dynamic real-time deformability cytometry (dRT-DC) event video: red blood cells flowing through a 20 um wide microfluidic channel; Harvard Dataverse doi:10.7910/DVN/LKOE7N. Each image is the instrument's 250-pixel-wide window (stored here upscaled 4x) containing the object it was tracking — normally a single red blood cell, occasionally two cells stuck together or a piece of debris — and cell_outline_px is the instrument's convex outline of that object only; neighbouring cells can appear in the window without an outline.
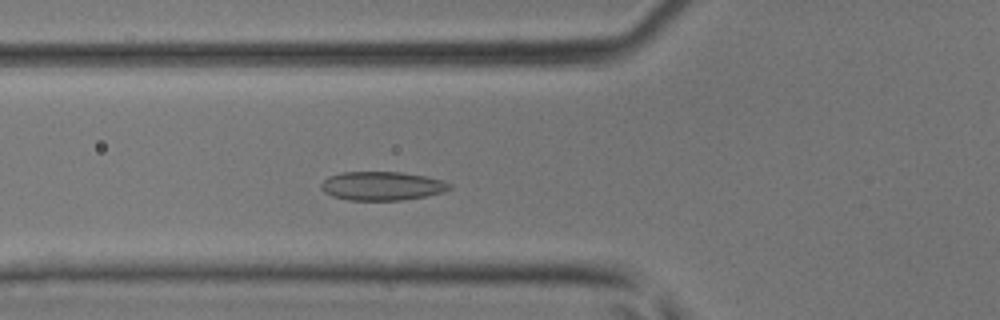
{"species": "common noctule bat (a hibernating species)", "species_latin": "Nyctalus noctula", "temperature_condition": "room temperature", "stored_images_in_passage": 42, "camera_frame_rate_fps": 3000, "um_per_image_px": 0.085, "animal": {"sex": "male", "body_mass_g": 17.9, "forearm_length_mm": 54.2}, "frame": {"image": 1, "passage_image": 14, "time_ms": 4.333, "image_size_px": [1000, 320], "cell_outline_px": [[452, 188], [444, 192], [424, 196], [400, 200], [348, 200], [332, 196], [324, 192], [320, 188], [320, 184], [328, 176], [340, 172], [400, 172], [428, 176], [444, 180], [452, 184]], "centroid_in_image_um": [32.48, 15.8], "position_along_channel_um": 93.3, "area_um2": 21.73}}
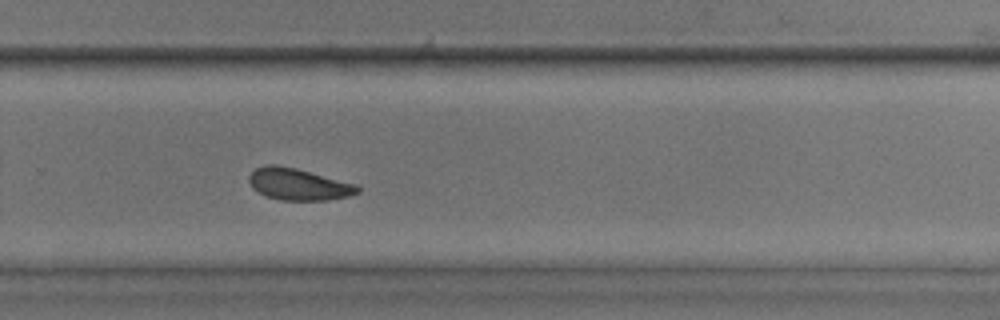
{"frame": {"image": 2, "passage_image": 28, "time_ms": 9.0, "image_size_px": [1000, 320], "cell_outline_px": [[360, 192], [348, 196], [328, 200], [280, 200], [268, 196], [252, 188], [248, 180], [248, 176], [256, 168], [264, 164], [276, 164], [296, 168], [356, 184], [360, 188]], "centroid_in_image_um": [25.36, 15.65], "position_along_channel_um": 304.4, "area_um2": 20.06}}
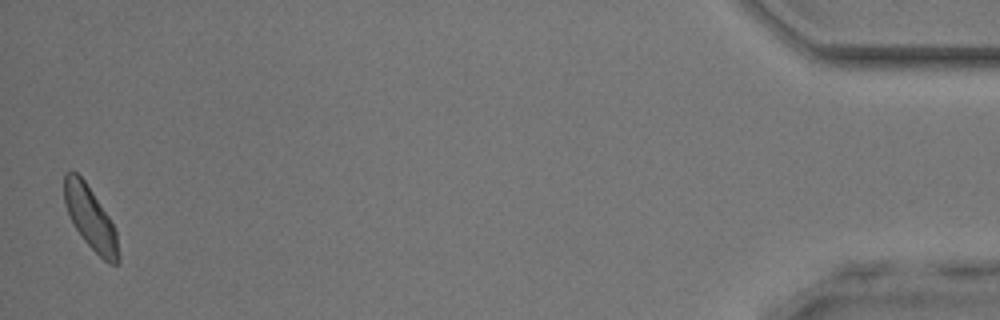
{"frame": {"image": 3, "passage_image": 42, "time_ms": 13.667, "image_size_px": [1000, 320], "cell_outline_px": [[120, 260], [116, 264], [108, 264], [84, 240], [76, 228], [68, 212], [64, 200], [64, 172], [76, 172], [84, 180], [108, 216], [116, 232], [120, 256]], "centroid_in_image_um": [7.7, 18.55], "position_along_channel_um": 427.5, "area_um2": 19.31}}